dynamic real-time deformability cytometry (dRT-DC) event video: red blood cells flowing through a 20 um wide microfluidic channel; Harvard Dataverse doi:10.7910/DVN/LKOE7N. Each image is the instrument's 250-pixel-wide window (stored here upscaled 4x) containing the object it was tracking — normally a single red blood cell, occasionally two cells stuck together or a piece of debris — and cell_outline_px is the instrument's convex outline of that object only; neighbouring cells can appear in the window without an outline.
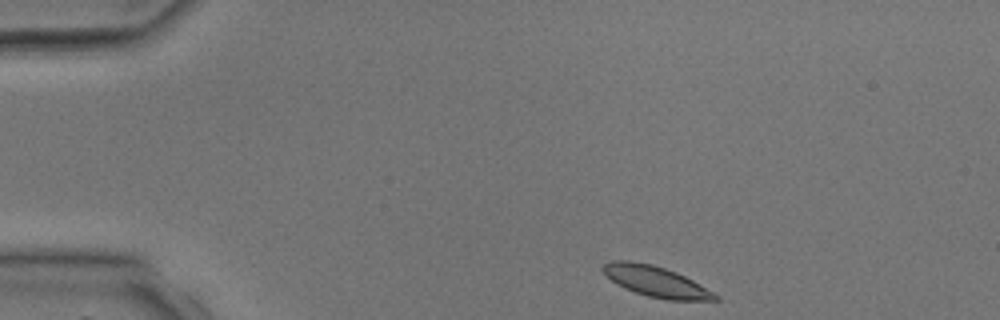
{"species": "common noctule bat (a hibernating species)", "species_latin": "Nyctalus noctula", "temperature_condition": "room temperature", "stored_images_in_passage": 2, "camera_frame_rate_fps": 3000, "um_per_image_px": 0.085, "animal": {"sex": "male", "body_mass_g": 17.9, "forearm_length_mm": 54.2}, "frame": {"image": 1, "passage_image": 1, "time_ms": 0.0, "image_size_px": [1000, 320], "cell_outline_px": [[720, 300], [668, 300], [648, 296], [624, 288], [616, 284], [600, 268], [604, 264], [612, 260], [632, 260], [652, 264], [676, 272], [692, 280], [720, 296]], "centroid_in_image_um": [55.74, 23.92], "position_along_channel_um": 29.3, "area_um2": 19.94}}